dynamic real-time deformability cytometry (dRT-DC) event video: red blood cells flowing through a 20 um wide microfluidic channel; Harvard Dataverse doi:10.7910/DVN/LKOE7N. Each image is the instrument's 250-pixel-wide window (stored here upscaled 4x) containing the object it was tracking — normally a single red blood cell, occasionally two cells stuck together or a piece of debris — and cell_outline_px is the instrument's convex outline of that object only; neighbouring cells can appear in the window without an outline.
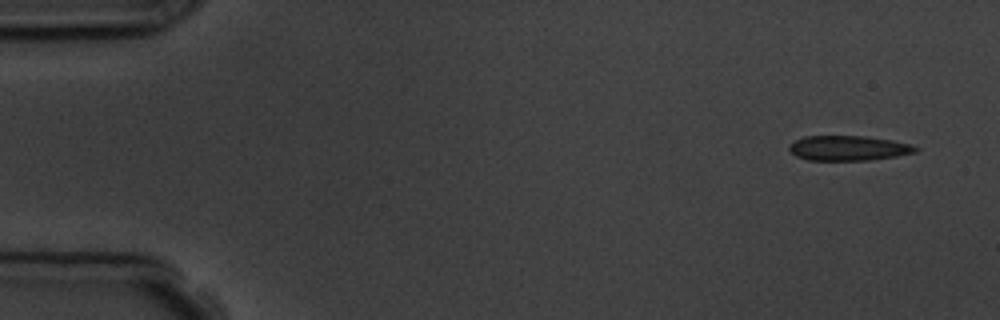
{"species": "common noctule bat (a hibernating species)", "species_latin": "Nyctalus noctula", "temperature_condition": "room temperature", "stored_images_in_passage": 8, "camera_frame_rate_fps": 3000, "um_per_image_px": 0.085, "animal": {"sex": "male", "body_mass_g": 19.5, "forearm_length_mm": 54.6}, "frame": {"image": 1, "passage_image": 1, "time_ms": 0.0, "image_size_px": [1000, 320], "cell_outline_px": [[920, 148], [916, 152], [896, 156], [868, 160], [808, 160], [796, 156], [788, 148], [788, 144], [804, 136], [864, 136], [892, 140], [908, 144]], "centroid_in_image_um": [72.09, 12.59], "position_along_channel_um": 12.9, "area_um2": 18.26}}
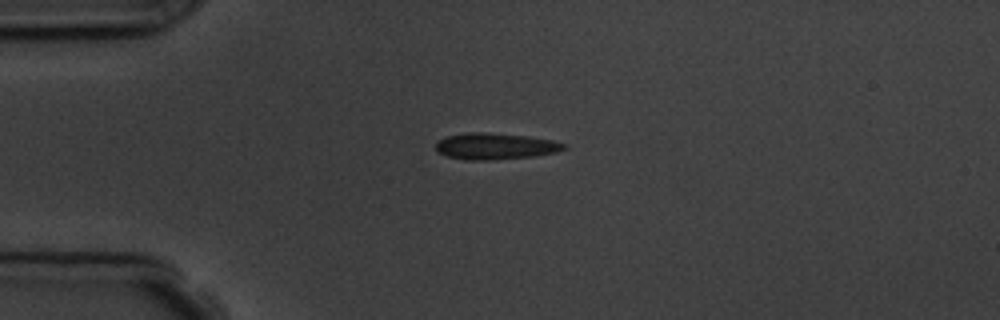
{"frame": {"image": 2, "passage_image": 4, "time_ms": 3.333, "image_size_px": [1000, 320], "cell_outline_px": [[568, 148], [556, 152], [536, 156], [492, 160], [464, 160], [448, 156], [436, 152], [436, 144], [440, 140], [448, 136], [464, 132], [484, 132], [528, 136], [552, 140], [568, 144]], "centroid_in_image_um": [42.13, 12.43], "position_along_channel_um": 42.9, "area_um2": 19.88}}